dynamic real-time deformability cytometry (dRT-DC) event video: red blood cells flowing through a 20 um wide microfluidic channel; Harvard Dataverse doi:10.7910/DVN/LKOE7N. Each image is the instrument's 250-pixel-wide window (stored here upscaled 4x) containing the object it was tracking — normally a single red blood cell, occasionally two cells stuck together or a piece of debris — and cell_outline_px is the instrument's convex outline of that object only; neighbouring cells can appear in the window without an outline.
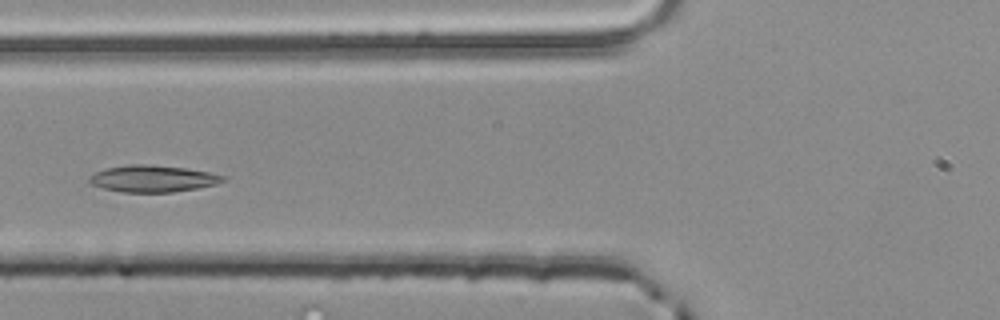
{"species": "common noctule bat (a hibernating species)", "species_latin": "Nyctalus noctula", "temperature_condition": "room temperature", "stored_images_in_passage": 2, "camera_frame_rate_fps": 3000, "um_per_image_px": 0.085, "animal": {"sex": "male", "body_mass_g": 20.4}, "frame": {"image": 1, "passage_image": 2, "time_ms": 0.333, "image_size_px": [1000, 320], "cell_outline_px": [[228, 180], [216, 184], [196, 188], [172, 192], [120, 192], [104, 188], [92, 184], [88, 180], [88, 176], [104, 168], [132, 164], [144, 164], [188, 168], [208, 172], [224, 176]], "centroid_in_image_um": [12.98, 15.18], "position_along_channel_um": 112.8, "area_um2": 20.81}}